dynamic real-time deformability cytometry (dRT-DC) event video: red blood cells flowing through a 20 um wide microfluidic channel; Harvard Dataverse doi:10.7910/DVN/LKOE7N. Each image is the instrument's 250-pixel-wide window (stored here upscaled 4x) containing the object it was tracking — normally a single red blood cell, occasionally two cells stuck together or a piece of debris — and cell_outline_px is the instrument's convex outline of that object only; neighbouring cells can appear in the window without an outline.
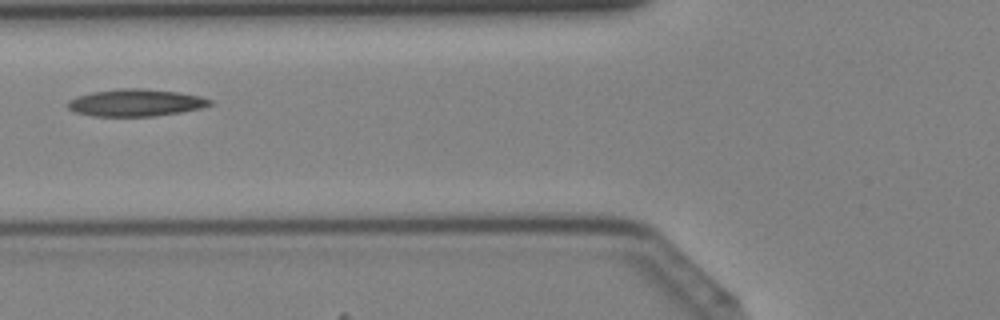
{"species": "Egyptian fruit bat (a non-hibernating species)", "species_latin": "Rousettus aegyptiacus", "temperature_condition": "cold", "stored_images_in_passage": 39, "camera_frame_rate_fps": 3000, "um_per_image_px": 0.085, "animal": {"sex": "female"}, "frame": {"image": 1, "passage_image": 13, "time_ms": 4.0, "image_size_px": [1000, 320], "cell_outline_px": [[212, 104], [200, 108], [180, 112], [152, 116], [92, 116], [72, 112], [64, 104], [68, 100], [76, 96], [92, 92], [120, 88], [140, 88], [180, 92], [200, 96], [212, 100]], "centroid_in_image_um": [11.47, 8.73], "position_along_channel_um": 114.3, "area_um2": 22.66}}
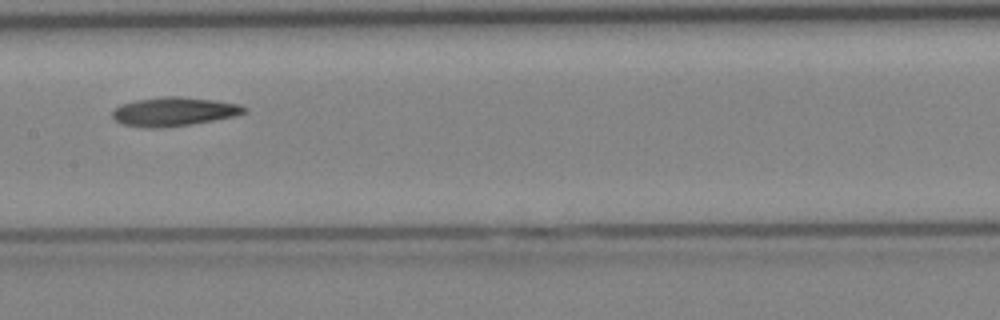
{"frame": {"image": 2, "passage_image": 18, "time_ms": 5.667, "image_size_px": [1000, 320], "cell_outline_px": [[248, 112], [232, 116], [192, 124], [152, 128], [148, 128], [120, 124], [112, 116], [112, 112], [120, 104], [136, 100], [160, 96], [180, 96], [216, 100], [240, 104], [248, 108]], "centroid_in_image_um": [14.78, 9.47], "position_along_channel_um": 192.6, "area_um2": 22.2}}
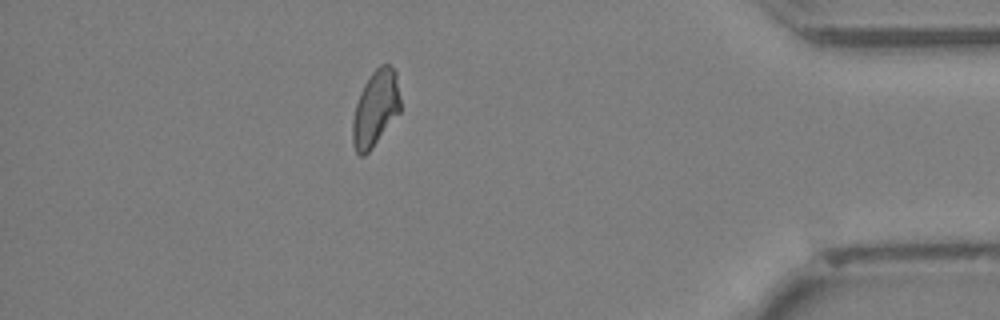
{"frame": {"image": 3, "passage_image": 34, "time_ms": 11.0, "image_size_px": [1000, 320], "cell_outline_px": [[400, 112], [372, 148], [364, 156], [360, 156], [356, 152], [352, 144], [352, 120], [356, 104], [360, 92], [364, 84], [372, 72], [380, 64], [388, 64], [396, 72], [400, 96]], "centroid_in_image_um": [31.91, 9.22], "position_along_channel_um": 403.3, "area_um2": 21.21}}